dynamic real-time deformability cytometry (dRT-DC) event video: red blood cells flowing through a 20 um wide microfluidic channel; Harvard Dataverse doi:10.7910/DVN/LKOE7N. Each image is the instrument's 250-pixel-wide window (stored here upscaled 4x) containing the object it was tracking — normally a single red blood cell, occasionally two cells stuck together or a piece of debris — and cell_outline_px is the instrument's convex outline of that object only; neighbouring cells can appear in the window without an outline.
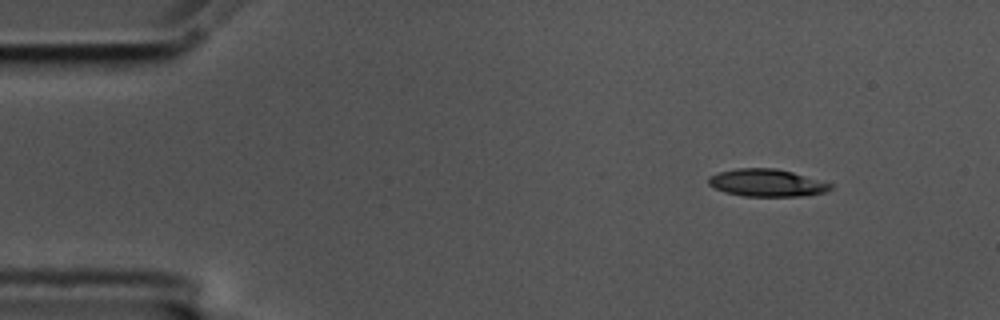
{"species": "common noctule bat (a hibernating species)", "species_latin": "Nyctalus noctula", "temperature_condition": "cold", "stored_images_in_passage": 5, "segment_of_instrument_passage": [1, 2], "camera_frame_rate_fps": 3000, "um_per_image_px": 0.085, "animal": {"sex": "male", "body_mass_g": 17.5, "forearm_length_mm": 52.3}, "frame": {"image": 1, "passage_image": 1, "time_ms": 0.0, "image_size_px": [1000, 320], "cell_outline_px": [[832, 188], [824, 192], [800, 196], [744, 196], [724, 192], [708, 184], [708, 176], [720, 172], [736, 168], [776, 168], [792, 172], [832, 184]], "centroid_in_image_um": [65.14, 15.54], "position_along_channel_um": 19.9, "area_um2": 19.31}}
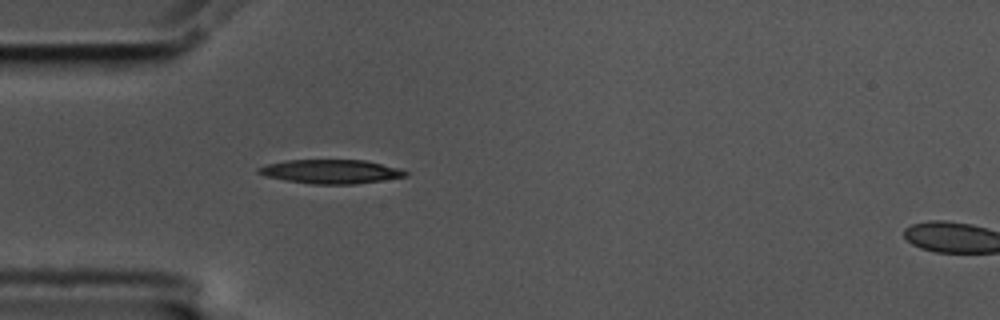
{"frame": {"image": 2, "passage_image": 4, "time_ms": 1.0, "image_size_px": [1000, 320], "cell_outline_px": [[408, 176], [384, 180], [356, 184], [312, 184], [284, 180], [264, 176], [256, 172], [256, 168], [268, 164], [284, 160], [364, 160], [400, 168], [408, 172]], "centroid_in_image_um": [28.11, 14.58], "position_along_channel_um": 56.9, "area_um2": 20.69}}